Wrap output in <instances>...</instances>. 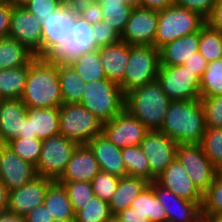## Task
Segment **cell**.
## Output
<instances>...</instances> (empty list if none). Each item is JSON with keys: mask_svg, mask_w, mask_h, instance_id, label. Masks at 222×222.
Masks as SVG:
<instances>
[{"mask_svg": "<svg viewBox=\"0 0 222 222\" xmlns=\"http://www.w3.org/2000/svg\"><path fill=\"white\" fill-rule=\"evenodd\" d=\"M205 118L200 98L170 101L160 132L177 144H200L205 133Z\"/></svg>", "mask_w": 222, "mask_h": 222, "instance_id": "cell-1", "label": "cell"}, {"mask_svg": "<svg viewBox=\"0 0 222 222\" xmlns=\"http://www.w3.org/2000/svg\"><path fill=\"white\" fill-rule=\"evenodd\" d=\"M21 100L27 108L60 107L63 104L58 65L37 57L30 65Z\"/></svg>", "mask_w": 222, "mask_h": 222, "instance_id": "cell-2", "label": "cell"}, {"mask_svg": "<svg viewBox=\"0 0 222 222\" xmlns=\"http://www.w3.org/2000/svg\"><path fill=\"white\" fill-rule=\"evenodd\" d=\"M170 99L157 80L125 94V110L149 130H159L168 111Z\"/></svg>", "mask_w": 222, "mask_h": 222, "instance_id": "cell-3", "label": "cell"}, {"mask_svg": "<svg viewBox=\"0 0 222 222\" xmlns=\"http://www.w3.org/2000/svg\"><path fill=\"white\" fill-rule=\"evenodd\" d=\"M83 90L84 95L79 104L103 123L125 109V94L118 84L107 78L85 83Z\"/></svg>", "mask_w": 222, "mask_h": 222, "instance_id": "cell-4", "label": "cell"}, {"mask_svg": "<svg viewBox=\"0 0 222 222\" xmlns=\"http://www.w3.org/2000/svg\"><path fill=\"white\" fill-rule=\"evenodd\" d=\"M206 19L198 12L172 4L158 11L157 34L154 46L160 49L166 43L200 31Z\"/></svg>", "mask_w": 222, "mask_h": 222, "instance_id": "cell-5", "label": "cell"}, {"mask_svg": "<svg viewBox=\"0 0 222 222\" xmlns=\"http://www.w3.org/2000/svg\"><path fill=\"white\" fill-rule=\"evenodd\" d=\"M60 135L78 145H87L102 133L103 122L79 103L59 107Z\"/></svg>", "mask_w": 222, "mask_h": 222, "instance_id": "cell-6", "label": "cell"}, {"mask_svg": "<svg viewBox=\"0 0 222 222\" xmlns=\"http://www.w3.org/2000/svg\"><path fill=\"white\" fill-rule=\"evenodd\" d=\"M159 66L160 49L153 45H129V60L119 85L123 93L157 80Z\"/></svg>", "mask_w": 222, "mask_h": 222, "instance_id": "cell-7", "label": "cell"}, {"mask_svg": "<svg viewBox=\"0 0 222 222\" xmlns=\"http://www.w3.org/2000/svg\"><path fill=\"white\" fill-rule=\"evenodd\" d=\"M157 81L170 101L200 98L201 77L184 65H160Z\"/></svg>", "mask_w": 222, "mask_h": 222, "instance_id": "cell-8", "label": "cell"}, {"mask_svg": "<svg viewBox=\"0 0 222 222\" xmlns=\"http://www.w3.org/2000/svg\"><path fill=\"white\" fill-rule=\"evenodd\" d=\"M77 146L63 135L42 140L39 161L35 166L37 175L53 182L58 181Z\"/></svg>", "mask_w": 222, "mask_h": 222, "instance_id": "cell-9", "label": "cell"}, {"mask_svg": "<svg viewBox=\"0 0 222 222\" xmlns=\"http://www.w3.org/2000/svg\"><path fill=\"white\" fill-rule=\"evenodd\" d=\"M94 37L92 25L77 14L76 27L73 28L68 43H60L54 46L43 58L48 63L70 65L82 54L98 50Z\"/></svg>", "mask_w": 222, "mask_h": 222, "instance_id": "cell-10", "label": "cell"}, {"mask_svg": "<svg viewBox=\"0 0 222 222\" xmlns=\"http://www.w3.org/2000/svg\"><path fill=\"white\" fill-rule=\"evenodd\" d=\"M176 158L187 171L193 184L204 194L213 183L216 167L204 154L200 144H178Z\"/></svg>", "mask_w": 222, "mask_h": 222, "instance_id": "cell-11", "label": "cell"}, {"mask_svg": "<svg viewBox=\"0 0 222 222\" xmlns=\"http://www.w3.org/2000/svg\"><path fill=\"white\" fill-rule=\"evenodd\" d=\"M77 9L65 2L42 20L43 57L56 45L68 43L76 27Z\"/></svg>", "mask_w": 222, "mask_h": 222, "instance_id": "cell-12", "label": "cell"}, {"mask_svg": "<svg viewBox=\"0 0 222 222\" xmlns=\"http://www.w3.org/2000/svg\"><path fill=\"white\" fill-rule=\"evenodd\" d=\"M178 144L159 130L148 131L140 143L150 165V183L176 159Z\"/></svg>", "mask_w": 222, "mask_h": 222, "instance_id": "cell-13", "label": "cell"}, {"mask_svg": "<svg viewBox=\"0 0 222 222\" xmlns=\"http://www.w3.org/2000/svg\"><path fill=\"white\" fill-rule=\"evenodd\" d=\"M8 37L16 39L37 57L43 58L42 26L22 5H14Z\"/></svg>", "mask_w": 222, "mask_h": 222, "instance_id": "cell-14", "label": "cell"}, {"mask_svg": "<svg viewBox=\"0 0 222 222\" xmlns=\"http://www.w3.org/2000/svg\"><path fill=\"white\" fill-rule=\"evenodd\" d=\"M149 130L127 110L103 123L102 134L119 148L140 145Z\"/></svg>", "mask_w": 222, "mask_h": 222, "instance_id": "cell-15", "label": "cell"}, {"mask_svg": "<svg viewBox=\"0 0 222 222\" xmlns=\"http://www.w3.org/2000/svg\"><path fill=\"white\" fill-rule=\"evenodd\" d=\"M158 11L142 7L133 8L121 41L134 45H153L157 34Z\"/></svg>", "mask_w": 222, "mask_h": 222, "instance_id": "cell-16", "label": "cell"}, {"mask_svg": "<svg viewBox=\"0 0 222 222\" xmlns=\"http://www.w3.org/2000/svg\"><path fill=\"white\" fill-rule=\"evenodd\" d=\"M52 182L50 179L37 176L24 186L8 191L7 211L24 217L36 206L43 204L46 190Z\"/></svg>", "mask_w": 222, "mask_h": 222, "instance_id": "cell-17", "label": "cell"}, {"mask_svg": "<svg viewBox=\"0 0 222 222\" xmlns=\"http://www.w3.org/2000/svg\"><path fill=\"white\" fill-rule=\"evenodd\" d=\"M36 167L14 153L5 144H1L0 181L8 191H12L37 177Z\"/></svg>", "mask_w": 222, "mask_h": 222, "instance_id": "cell-18", "label": "cell"}, {"mask_svg": "<svg viewBox=\"0 0 222 222\" xmlns=\"http://www.w3.org/2000/svg\"><path fill=\"white\" fill-rule=\"evenodd\" d=\"M157 199L163 205L168 220L176 222H199L202 203L191 202L177 197L173 192L161 186L156 180L149 183Z\"/></svg>", "mask_w": 222, "mask_h": 222, "instance_id": "cell-19", "label": "cell"}, {"mask_svg": "<svg viewBox=\"0 0 222 222\" xmlns=\"http://www.w3.org/2000/svg\"><path fill=\"white\" fill-rule=\"evenodd\" d=\"M23 122L21 138H38L41 140L60 135L59 107L27 108Z\"/></svg>", "mask_w": 222, "mask_h": 222, "instance_id": "cell-20", "label": "cell"}, {"mask_svg": "<svg viewBox=\"0 0 222 222\" xmlns=\"http://www.w3.org/2000/svg\"><path fill=\"white\" fill-rule=\"evenodd\" d=\"M156 181L177 197L191 202L203 203V194L193 184L187 171L177 158L165 168L156 178Z\"/></svg>", "mask_w": 222, "mask_h": 222, "instance_id": "cell-21", "label": "cell"}, {"mask_svg": "<svg viewBox=\"0 0 222 222\" xmlns=\"http://www.w3.org/2000/svg\"><path fill=\"white\" fill-rule=\"evenodd\" d=\"M27 107L21 99H1L0 102V144H6L23 136V122Z\"/></svg>", "mask_w": 222, "mask_h": 222, "instance_id": "cell-22", "label": "cell"}, {"mask_svg": "<svg viewBox=\"0 0 222 222\" xmlns=\"http://www.w3.org/2000/svg\"><path fill=\"white\" fill-rule=\"evenodd\" d=\"M99 164L88 145H78L57 182H90L99 172Z\"/></svg>", "mask_w": 222, "mask_h": 222, "instance_id": "cell-23", "label": "cell"}, {"mask_svg": "<svg viewBox=\"0 0 222 222\" xmlns=\"http://www.w3.org/2000/svg\"><path fill=\"white\" fill-rule=\"evenodd\" d=\"M87 145L92 150L102 172L119 178L126 176L122 148L115 146L102 133L94 137Z\"/></svg>", "mask_w": 222, "mask_h": 222, "instance_id": "cell-24", "label": "cell"}, {"mask_svg": "<svg viewBox=\"0 0 222 222\" xmlns=\"http://www.w3.org/2000/svg\"><path fill=\"white\" fill-rule=\"evenodd\" d=\"M98 52L106 78L120 85L129 60V44L120 41L113 45L100 47Z\"/></svg>", "mask_w": 222, "mask_h": 222, "instance_id": "cell-25", "label": "cell"}, {"mask_svg": "<svg viewBox=\"0 0 222 222\" xmlns=\"http://www.w3.org/2000/svg\"><path fill=\"white\" fill-rule=\"evenodd\" d=\"M199 31L182 36L160 48V65H183L193 54L199 52Z\"/></svg>", "mask_w": 222, "mask_h": 222, "instance_id": "cell-26", "label": "cell"}, {"mask_svg": "<svg viewBox=\"0 0 222 222\" xmlns=\"http://www.w3.org/2000/svg\"><path fill=\"white\" fill-rule=\"evenodd\" d=\"M149 184L148 181L130 176L119 179L116 191L111 197L109 208L113 216L130 207L131 202Z\"/></svg>", "mask_w": 222, "mask_h": 222, "instance_id": "cell-27", "label": "cell"}, {"mask_svg": "<svg viewBox=\"0 0 222 222\" xmlns=\"http://www.w3.org/2000/svg\"><path fill=\"white\" fill-rule=\"evenodd\" d=\"M37 56L16 39H0V70L29 66Z\"/></svg>", "mask_w": 222, "mask_h": 222, "instance_id": "cell-28", "label": "cell"}, {"mask_svg": "<svg viewBox=\"0 0 222 222\" xmlns=\"http://www.w3.org/2000/svg\"><path fill=\"white\" fill-rule=\"evenodd\" d=\"M43 204L53 220L75 219V213L67 192L64 186L57 181L48 186Z\"/></svg>", "mask_w": 222, "mask_h": 222, "instance_id": "cell-29", "label": "cell"}, {"mask_svg": "<svg viewBox=\"0 0 222 222\" xmlns=\"http://www.w3.org/2000/svg\"><path fill=\"white\" fill-rule=\"evenodd\" d=\"M130 207L135 209L144 222H165L168 220L163 205L157 199L150 184L131 202Z\"/></svg>", "mask_w": 222, "mask_h": 222, "instance_id": "cell-30", "label": "cell"}, {"mask_svg": "<svg viewBox=\"0 0 222 222\" xmlns=\"http://www.w3.org/2000/svg\"><path fill=\"white\" fill-rule=\"evenodd\" d=\"M58 78L63 103H80L85 81L71 65H58Z\"/></svg>", "mask_w": 222, "mask_h": 222, "instance_id": "cell-31", "label": "cell"}, {"mask_svg": "<svg viewBox=\"0 0 222 222\" xmlns=\"http://www.w3.org/2000/svg\"><path fill=\"white\" fill-rule=\"evenodd\" d=\"M29 66L0 70V98L21 99Z\"/></svg>", "mask_w": 222, "mask_h": 222, "instance_id": "cell-32", "label": "cell"}, {"mask_svg": "<svg viewBox=\"0 0 222 222\" xmlns=\"http://www.w3.org/2000/svg\"><path fill=\"white\" fill-rule=\"evenodd\" d=\"M102 7L103 21L114 28L120 35L123 33L133 8L123 0H97Z\"/></svg>", "mask_w": 222, "mask_h": 222, "instance_id": "cell-33", "label": "cell"}, {"mask_svg": "<svg viewBox=\"0 0 222 222\" xmlns=\"http://www.w3.org/2000/svg\"><path fill=\"white\" fill-rule=\"evenodd\" d=\"M126 176L141 178L150 183V165L140 145L122 148Z\"/></svg>", "mask_w": 222, "mask_h": 222, "instance_id": "cell-34", "label": "cell"}, {"mask_svg": "<svg viewBox=\"0 0 222 222\" xmlns=\"http://www.w3.org/2000/svg\"><path fill=\"white\" fill-rule=\"evenodd\" d=\"M85 83L106 79L98 50L82 54L70 64Z\"/></svg>", "mask_w": 222, "mask_h": 222, "instance_id": "cell-35", "label": "cell"}, {"mask_svg": "<svg viewBox=\"0 0 222 222\" xmlns=\"http://www.w3.org/2000/svg\"><path fill=\"white\" fill-rule=\"evenodd\" d=\"M198 49L207 62L222 58V34L205 24L199 31Z\"/></svg>", "mask_w": 222, "mask_h": 222, "instance_id": "cell-36", "label": "cell"}, {"mask_svg": "<svg viewBox=\"0 0 222 222\" xmlns=\"http://www.w3.org/2000/svg\"><path fill=\"white\" fill-rule=\"evenodd\" d=\"M222 95V58L208 62L200 82V97Z\"/></svg>", "mask_w": 222, "mask_h": 222, "instance_id": "cell-37", "label": "cell"}, {"mask_svg": "<svg viewBox=\"0 0 222 222\" xmlns=\"http://www.w3.org/2000/svg\"><path fill=\"white\" fill-rule=\"evenodd\" d=\"M112 216L109 203L94 195L75 213V222H107Z\"/></svg>", "mask_w": 222, "mask_h": 222, "instance_id": "cell-38", "label": "cell"}, {"mask_svg": "<svg viewBox=\"0 0 222 222\" xmlns=\"http://www.w3.org/2000/svg\"><path fill=\"white\" fill-rule=\"evenodd\" d=\"M5 145L23 160L32 163L34 166L37 165L42 147L41 139L16 137Z\"/></svg>", "mask_w": 222, "mask_h": 222, "instance_id": "cell-39", "label": "cell"}, {"mask_svg": "<svg viewBox=\"0 0 222 222\" xmlns=\"http://www.w3.org/2000/svg\"><path fill=\"white\" fill-rule=\"evenodd\" d=\"M200 146L215 167L220 165L222 163V128H206Z\"/></svg>", "mask_w": 222, "mask_h": 222, "instance_id": "cell-40", "label": "cell"}, {"mask_svg": "<svg viewBox=\"0 0 222 222\" xmlns=\"http://www.w3.org/2000/svg\"><path fill=\"white\" fill-rule=\"evenodd\" d=\"M58 183L64 186L72 204L74 213L82 209L85 204L94 196L90 182L72 181Z\"/></svg>", "mask_w": 222, "mask_h": 222, "instance_id": "cell-41", "label": "cell"}, {"mask_svg": "<svg viewBox=\"0 0 222 222\" xmlns=\"http://www.w3.org/2000/svg\"><path fill=\"white\" fill-rule=\"evenodd\" d=\"M206 128H222V95L200 97Z\"/></svg>", "mask_w": 222, "mask_h": 222, "instance_id": "cell-42", "label": "cell"}, {"mask_svg": "<svg viewBox=\"0 0 222 222\" xmlns=\"http://www.w3.org/2000/svg\"><path fill=\"white\" fill-rule=\"evenodd\" d=\"M202 211L222 215V177L215 175L212 185L203 194Z\"/></svg>", "mask_w": 222, "mask_h": 222, "instance_id": "cell-43", "label": "cell"}, {"mask_svg": "<svg viewBox=\"0 0 222 222\" xmlns=\"http://www.w3.org/2000/svg\"><path fill=\"white\" fill-rule=\"evenodd\" d=\"M119 177L100 171L91 181L94 195L107 202L116 191Z\"/></svg>", "mask_w": 222, "mask_h": 222, "instance_id": "cell-44", "label": "cell"}, {"mask_svg": "<svg viewBox=\"0 0 222 222\" xmlns=\"http://www.w3.org/2000/svg\"><path fill=\"white\" fill-rule=\"evenodd\" d=\"M65 0H26L22 6L32 13L41 23L43 19L55 12Z\"/></svg>", "mask_w": 222, "mask_h": 222, "instance_id": "cell-45", "label": "cell"}, {"mask_svg": "<svg viewBox=\"0 0 222 222\" xmlns=\"http://www.w3.org/2000/svg\"><path fill=\"white\" fill-rule=\"evenodd\" d=\"M94 31V41L98 48L113 45L121 41V35L104 21L92 25Z\"/></svg>", "mask_w": 222, "mask_h": 222, "instance_id": "cell-46", "label": "cell"}, {"mask_svg": "<svg viewBox=\"0 0 222 222\" xmlns=\"http://www.w3.org/2000/svg\"><path fill=\"white\" fill-rule=\"evenodd\" d=\"M217 0H173V4L198 12L207 19L216 4Z\"/></svg>", "mask_w": 222, "mask_h": 222, "instance_id": "cell-47", "label": "cell"}, {"mask_svg": "<svg viewBox=\"0 0 222 222\" xmlns=\"http://www.w3.org/2000/svg\"><path fill=\"white\" fill-rule=\"evenodd\" d=\"M77 14L91 25L98 24L100 21H103L102 7L98 1L79 6L77 8Z\"/></svg>", "mask_w": 222, "mask_h": 222, "instance_id": "cell-48", "label": "cell"}, {"mask_svg": "<svg viewBox=\"0 0 222 222\" xmlns=\"http://www.w3.org/2000/svg\"><path fill=\"white\" fill-rule=\"evenodd\" d=\"M14 5L0 3V39L7 38Z\"/></svg>", "mask_w": 222, "mask_h": 222, "instance_id": "cell-49", "label": "cell"}, {"mask_svg": "<svg viewBox=\"0 0 222 222\" xmlns=\"http://www.w3.org/2000/svg\"><path fill=\"white\" fill-rule=\"evenodd\" d=\"M25 222H52L53 218L47 211L44 204L36 206L24 216Z\"/></svg>", "mask_w": 222, "mask_h": 222, "instance_id": "cell-50", "label": "cell"}, {"mask_svg": "<svg viewBox=\"0 0 222 222\" xmlns=\"http://www.w3.org/2000/svg\"><path fill=\"white\" fill-rule=\"evenodd\" d=\"M183 65L202 77L204 71L207 68L208 62L199 52H196L189 60H186Z\"/></svg>", "mask_w": 222, "mask_h": 222, "instance_id": "cell-51", "label": "cell"}, {"mask_svg": "<svg viewBox=\"0 0 222 222\" xmlns=\"http://www.w3.org/2000/svg\"><path fill=\"white\" fill-rule=\"evenodd\" d=\"M206 24L222 34V0H217L211 15L206 19Z\"/></svg>", "mask_w": 222, "mask_h": 222, "instance_id": "cell-52", "label": "cell"}, {"mask_svg": "<svg viewBox=\"0 0 222 222\" xmlns=\"http://www.w3.org/2000/svg\"><path fill=\"white\" fill-rule=\"evenodd\" d=\"M173 4V0H141L140 7L161 11L167 9Z\"/></svg>", "mask_w": 222, "mask_h": 222, "instance_id": "cell-53", "label": "cell"}, {"mask_svg": "<svg viewBox=\"0 0 222 222\" xmlns=\"http://www.w3.org/2000/svg\"><path fill=\"white\" fill-rule=\"evenodd\" d=\"M115 216L120 222H144L142 217L137 212H135V209L132 207L120 211Z\"/></svg>", "mask_w": 222, "mask_h": 222, "instance_id": "cell-54", "label": "cell"}, {"mask_svg": "<svg viewBox=\"0 0 222 222\" xmlns=\"http://www.w3.org/2000/svg\"><path fill=\"white\" fill-rule=\"evenodd\" d=\"M8 204V190L5 185L0 181V213L7 211Z\"/></svg>", "mask_w": 222, "mask_h": 222, "instance_id": "cell-55", "label": "cell"}, {"mask_svg": "<svg viewBox=\"0 0 222 222\" xmlns=\"http://www.w3.org/2000/svg\"><path fill=\"white\" fill-rule=\"evenodd\" d=\"M0 222H25V219L24 217L4 211L0 213Z\"/></svg>", "mask_w": 222, "mask_h": 222, "instance_id": "cell-56", "label": "cell"}, {"mask_svg": "<svg viewBox=\"0 0 222 222\" xmlns=\"http://www.w3.org/2000/svg\"><path fill=\"white\" fill-rule=\"evenodd\" d=\"M199 222H222V215L201 212Z\"/></svg>", "mask_w": 222, "mask_h": 222, "instance_id": "cell-57", "label": "cell"}, {"mask_svg": "<svg viewBox=\"0 0 222 222\" xmlns=\"http://www.w3.org/2000/svg\"><path fill=\"white\" fill-rule=\"evenodd\" d=\"M95 1H97V0H65V2L69 3L70 5L75 7L76 9L79 6L86 5V4H89L91 2H95Z\"/></svg>", "mask_w": 222, "mask_h": 222, "instance_id": "cell-58", "label": "cell"}, {"mask_svg": "<svg viewBox=\"0 0 222 222\" xmlns=\"http://www.w3.org/2000/svg\"><path fill=\"white\" fill-rule=\"evenodd\" d=\"M141 0H123V3L131 6L132 8L140 7Z\"/></svg>", "mask_w": 222, "mask_h": 222, "instance_id": "cell-59", "label": "cell"}, {"mask_svg": "<svg viewBox=\"0 0 222 222\" xmlns=\"http://www.w3.org/2000/svg\"><path fill=\"white\" fill-rule=\"evenodd\" d=\"M2 3H8L12 5H22L24 0H1Z\"/></svg>", "mask_w": 222, "mask_h": 222, "instance_id": "cell-60", "label": "cell"}, {"mask_svg": "<svg viewBox=\"0 0 222 222\" xmlns=\"http://www.w3.org/2000/svg\"><path fill=\"white\" fill-rule=\"evenodd\" d=\"M216 176L222 177V163L216 167Z\"/></svg>", "mask_w": 222, "mask_h": 222, "instance_id": "cell-61", "label": "cell"}, {"mask_svg": "<svg viewBox=\"0 0 222 222\" xmlns=\"http://www.w3.org/2000/svg\"><path fill=\"white\" fill-rule=\"evenodd\" d=\"M52 222H75V219H67V220H53Z\"/></svg>", "mask_w": 222, "mask_h": 222, "instance_id": "cell-62", "label": "cell"}, {"mask_svg": "<svg viewBox=\"0 0 222 222\" xmlns=\"http://www.w3.org/2000/svg\"><path fill=\"white\" fill-rule=\"evenodd\" d=\"M107 222H120L116 216H112Z\"/></svg>", "mask_w": 222, "mask_h": 222, "instance_id": "cell-63", "label": "cell"}, {"mask_svg": "<svg viewBox=\"0 0 222 222\" xmlns=\"http://www.w3.org/2000/svg\"><path fill=\"white\" fill-rule=\"evenodd\" d=\"M165 222H176V221H172V220H167V221H165Z\"/></svg>", "mask_w": 222, "mask_h": 222, "instance_id": "cell-64", "label": "cell"}]
</instances>
